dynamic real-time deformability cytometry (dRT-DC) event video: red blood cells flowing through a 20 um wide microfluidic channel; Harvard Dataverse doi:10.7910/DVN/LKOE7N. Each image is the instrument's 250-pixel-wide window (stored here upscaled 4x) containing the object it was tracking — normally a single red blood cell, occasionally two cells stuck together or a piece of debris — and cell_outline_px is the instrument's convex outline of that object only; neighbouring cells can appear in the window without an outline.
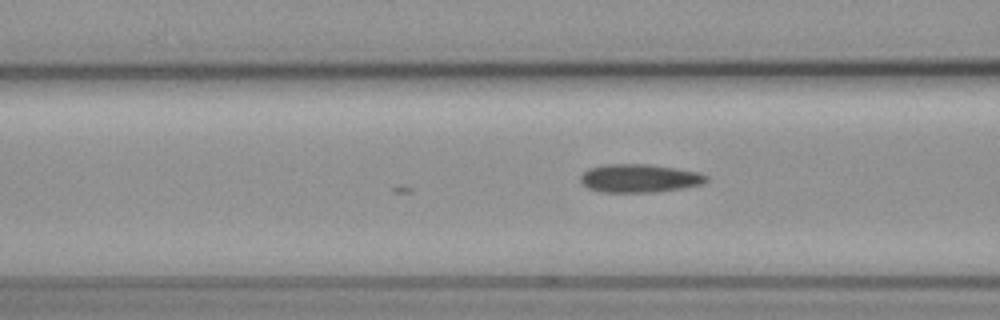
{"species": "common noctule bat (a hibernating species)", "species_latin": "Nyctalus noctula", "temperature_condition": "cold", "stored_images_in_passage": 6, "camera_frame_rate_fps": 3000, "um_per_image_px": 0.085, "animal": {"sex": "female", "body_mass_g": 19.3, "forearm_length_mm": 54.1}, "frame": {"image": 1, "passage_image": 6, "time_ms": 1.667, "image_size_px": [1000, 320], "cell_outline_px": [[708, 180], [700, 184], [680, 188], [652, 192], [604, 192], [588, 188], [580, 180], [580, 176], [588, 168], [604, 164], [648, 164], [700, 172], [708, 176]], "centroid_in_image_um": [54.33, 15.14], "position_along_channel_um": 112.3, "area_um2": 20.58}}